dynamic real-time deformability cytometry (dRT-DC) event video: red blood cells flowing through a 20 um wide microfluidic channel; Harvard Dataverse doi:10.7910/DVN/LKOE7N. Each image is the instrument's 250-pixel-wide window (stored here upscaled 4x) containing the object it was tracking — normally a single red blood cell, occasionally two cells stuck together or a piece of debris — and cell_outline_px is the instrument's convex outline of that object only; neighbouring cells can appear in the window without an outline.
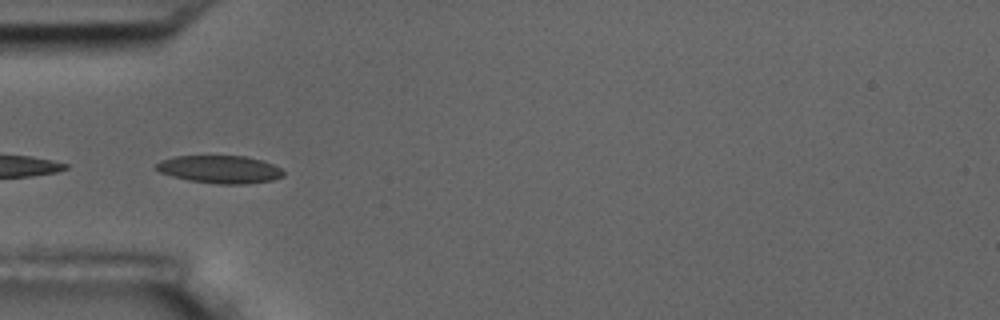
{"species": "common noctule bat (a hibernating species)", "species_latin": "Nyctalus noctula", "temperature_condition": "room temperature", "stored_images_in_passage": 39, "camera_frame_rate_fps": 3000, "um_per_image_px": 0.085, "animal": {"sex": "male", "body_mass_g": 17.5, "forearm_length_mm": 52.3}, "frame": {"image": 1, "passage_image": 1, "time_ms": 0.0, "image_size_px": [1000, 320], "cell_outline_px": [[284, 176], [272, 180], [244, 184], [216, 184], [188, 180], [172, 176], [160, 172], [156, 168], [156, 164], [160, 160], [176, 156], [244, 156], [260, 160], [272, 164], [280, 168], [284, 172]], "centroid_in_image_um": [18.68, 14.4], "position_along_channel_um": 66.3, "area_um2": 20.46}}
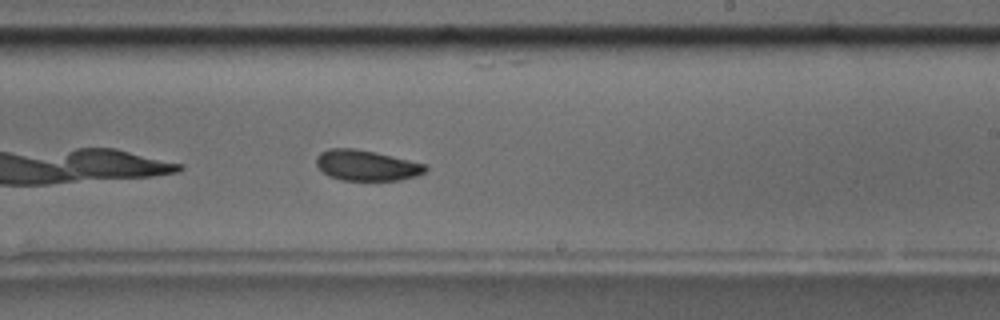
{"frame": {"image": 2, "passage_image": 17, "time_ms": 5.333, "image_size_px": [1000, 320], "cell_outline_px": [[428, 168], [424, 172], [416, 176], [400, 180], [340, 180], [328, 176], [316, 164], [316, 156], [320, 152], [328, 148], [352, 148], [372, 152], [408, 160], [424, 164]], "centroid_in_image_um": [31.1, 14.06], "position_along_channel_um": 257.9, "area_um2": 19.19}, "authors_computed_cell_mechanics": {"area_um2": 19.8254, "velocity_mm_per_s": 3.6093, "shape_relaxation_time_tau1_ms": null, "shape_relaxation_time_tau2_ms": 3.7972, "deformation_change_tau1": null, "deformation_change_tau2": 0.0843}}